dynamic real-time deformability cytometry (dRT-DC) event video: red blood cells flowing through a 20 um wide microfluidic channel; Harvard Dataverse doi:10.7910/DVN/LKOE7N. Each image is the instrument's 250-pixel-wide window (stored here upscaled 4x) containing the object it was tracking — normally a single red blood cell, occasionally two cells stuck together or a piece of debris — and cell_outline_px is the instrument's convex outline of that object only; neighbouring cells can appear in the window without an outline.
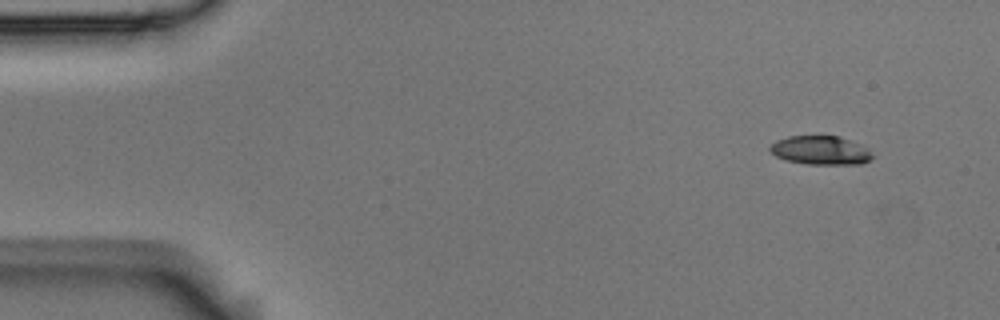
{"species": "Egyptian fruit bat (a non-hibernating species)", "species_latin": "Rousettus aegyptiacus", "temperature_condition": "room temperature", "stored_images_in_passage": 4, "camera_frame_rate_fps": 3000, "um_per_image_px": 0.085, "animal": {"sex": "male"}, "frame": {"image": 1, "passage_image": 1, "time_ms": 0.0, "image_size_px": [1000, 320], "cell_outline_px": [[872, 156], [868, 160], [860, 164], [808, 164], [788, 160], [776, 156], [768, 148], [776, 140], [788, 136], [836, 136], [860, 144], [868, 148]], "centroid_in_image_um": [69.73, 12.77], "position_along_channel_um": 15.3, "area_um2": 16.88}}
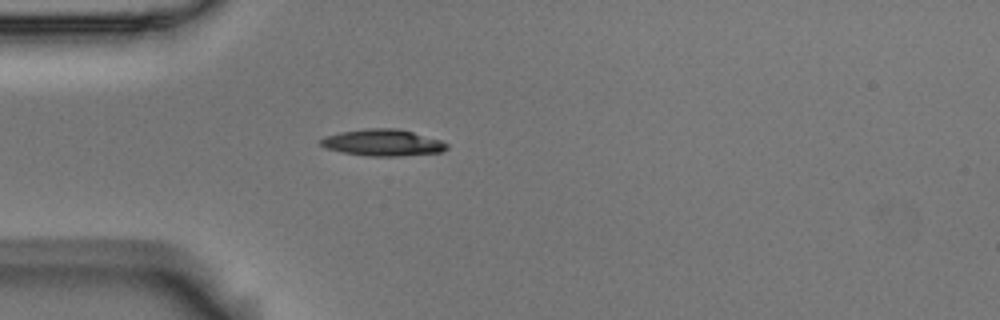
{"frame": {"image": 2, "passage_image": 4, "time_ms": 1.0, "image_size_px": [1000, 320], "cell_outline_px": [[448, 148], [444, 152], [404, 156], [368, 156], [344, 152], [328, 148], [320, 144], [320, 140], [324, 136], [340, 132], [364, 128], [396, 128], [412, 132], [440, 140], [448, 144]], "centroid_in_image_um": [32.57, 12.12], "position_along_channel_um": 52.4, "area_um2": 19.54}}